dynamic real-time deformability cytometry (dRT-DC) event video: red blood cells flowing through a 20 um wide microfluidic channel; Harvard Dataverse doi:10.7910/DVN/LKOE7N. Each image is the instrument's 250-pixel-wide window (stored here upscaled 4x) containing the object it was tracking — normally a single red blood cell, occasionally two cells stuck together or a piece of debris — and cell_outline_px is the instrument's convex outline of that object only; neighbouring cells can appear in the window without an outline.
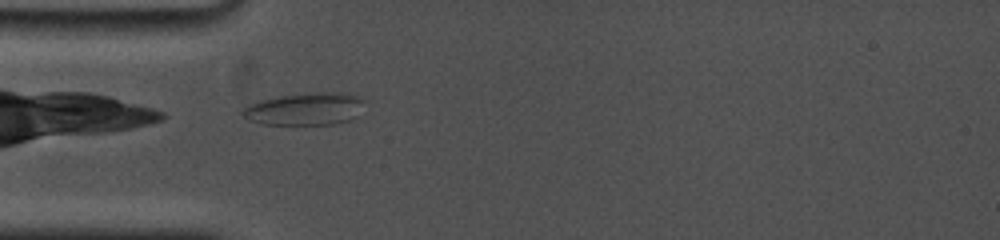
{"species": "common noctule bat (a hibernating species)", "species_latin": "Nyctalus noctula", "temperature_condition": "cold", "stored_images_in_passage": 6, "camera_frame_rate_fps": 5000, "um_per_image_px": 0.085, "animal": {"sex": "female", "body_mass_g": 19.0, "forearm_length_mm": 53.3}, "frame": {"image": 1, "passage_image": 1, "time_ms": 0.0, "image_size_px": [1000, 240], "cell_outline_px": [[364, 100], [356, 116], [348, 120], [336, 124], [264, 124], [248, 120], [240, 112], [248, 104], [260, 100], [280, 96], [320, 92], [340, 92], [360, 96]], "centroid_in_image_um": [25.91, 9.26], "position_along_channel_um": 59.1, "area_um2": 22.83}}
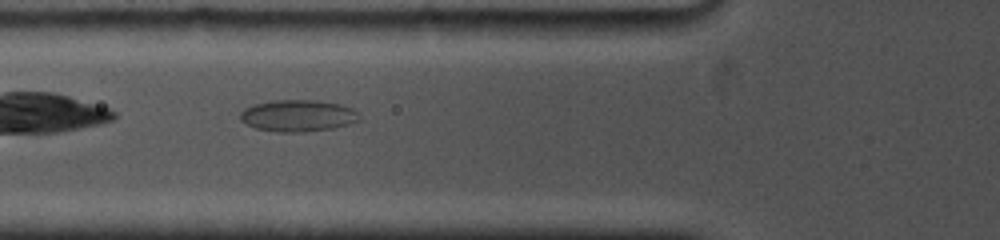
{"frame": {"image": 2, "passage_image": 3, "time_ms": 1.2, "image_size_px": [1000, 240], "cell_outline_px": [[360, 120], [348, 124], [332, 128], [304, 132], [276, 132], [256, 128], [240, 120], [240, 112], [244, 108], [252, 104], [272, 100], [316, 100], [340, 104], [352, 108], [360, 112]], "centroid_in_image_um": [25.33, 9.82], "position_along_channel_um": 100.5, "area_um2": 22.2}}
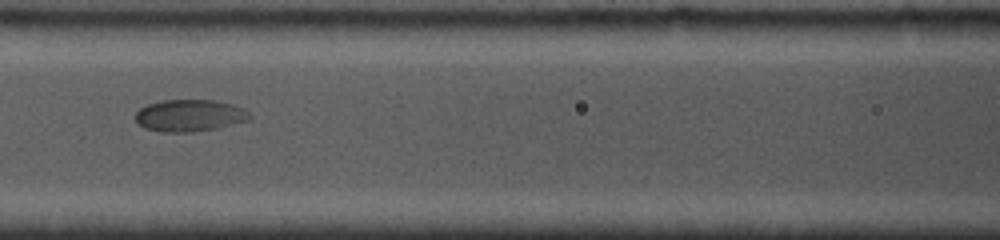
{"frame": {"image": 3, "passage_image": 5, "time_ms": 2.6, "image_size_px": [1000, 240], "cell_outline_px": [[252, 116], [248, 120], [216, 128], [192, 132], [164, 132], [144, 128], [136, 124], [136, 112], [140, 108], [148, 104], [160, 100], [216, 100], [232, 104], [244, 108]], "centroid_in_image_um": [16.1, 9.81], "position_along_channel_um": 150.5, "area_um2": 21.33}}